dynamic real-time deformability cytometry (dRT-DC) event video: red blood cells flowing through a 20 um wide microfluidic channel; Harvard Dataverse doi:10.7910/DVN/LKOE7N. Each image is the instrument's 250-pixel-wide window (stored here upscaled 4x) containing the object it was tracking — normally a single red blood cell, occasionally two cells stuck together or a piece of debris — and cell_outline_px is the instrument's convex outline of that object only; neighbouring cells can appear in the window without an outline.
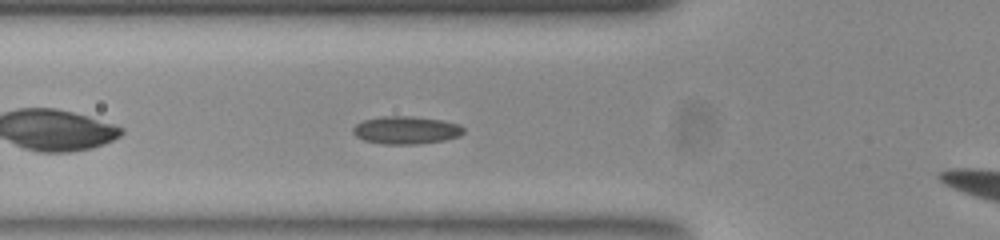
{"species": "common noctule bat (a hibernating species)", "species_latin": "Nyctalus noctula", "temperature_condition": "room temperature", "stored_images_in_passage": 34, "camera_frame_rate_fps": 3000, "um_per_image_px": 0.085, "animal": {"sex": "female", "body_mass_g": 23.0, "forearm_length_mm": 53.4}, "frame": {"image": 1, "passage_image": 6, "time_ms": 1.667, "image_size_px": [1000, 240], "cell_outline_px": [[464, 132], [456, 136], [440, 140], [416, 144], [384, 144], [364, 140], [356, 136], [352, 132], [352, 128], [356, 124], [364, 120], [380, 116], [412, 116], [440, 120], [456, 124], [464, 128]], "centroid_in_image_um": [34.44, 11.05], "position_along_channel_um": 91.4, "area_um2": 17.57}}
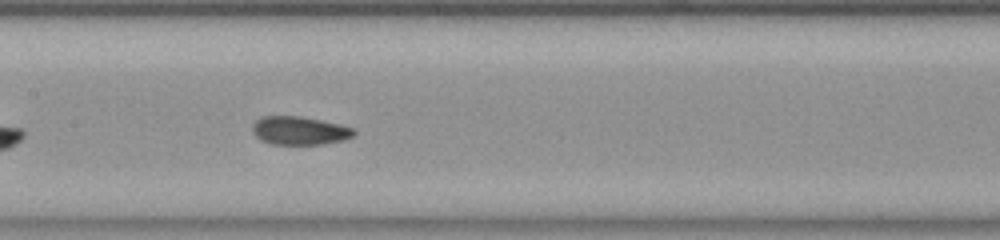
{"frame": {"image": 2, "passage_image": 13, "time_ms": 4.0, "image_size_px": [1000, 240], "cell_outline_px": [[356, 132], [352, 136], [344, 140], [320, 144], [272, 144], [256, 136], [252, 128], [252, 124], [260, 116], [300, 116], [340, 124], [352, 128]], "centroid_in_image_um": [25.45, 11.09], "position_along_channel_um": 181.9, "area_um2": 16.59}}
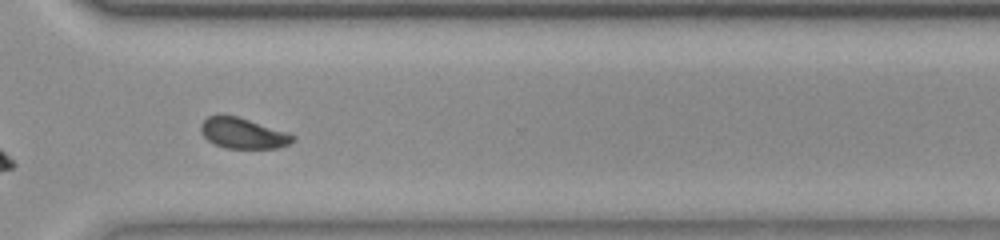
{"frame": {"image": 3, "passage_image": 26, "time_ms": 8.333, "image_size_px": [1000, 240], "cell_outline_px": [[292, 140], [288, 144], [276, 148], [224, 148], [208, 140], [200, 132], [200, 124], [208, 116], [220, 112], [236, 116], [248, 120], [292, 136]], "centroid_in_image_um": [20.49, 11.3], "position_along_channel_um": 350.1, "area_um2": 15.95}}